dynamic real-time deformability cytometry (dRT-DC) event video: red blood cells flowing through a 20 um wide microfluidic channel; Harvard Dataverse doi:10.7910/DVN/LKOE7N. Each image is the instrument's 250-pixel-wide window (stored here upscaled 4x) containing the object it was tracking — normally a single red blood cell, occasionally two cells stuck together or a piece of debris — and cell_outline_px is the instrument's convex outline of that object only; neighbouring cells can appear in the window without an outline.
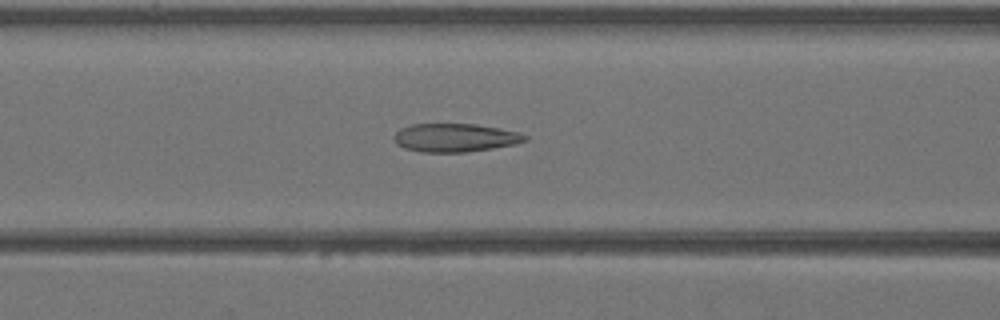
{"species": "Egyptian fruit bat (a non-hibernating species)", "species_latin": "Rousettus aegyptiacus", "temperature_condition": "warm", "stored_images_in_passage": 36, "camera_frame_rate_fps": 3000, "um_per_image_px": 0.085, "animal": {"sex": "female"}, "frame": {"image": 1, "passage_image": 18, "time_ms": 5.667, "image_size_px": [1000, 320], "cell_outline_px": [[528, 140], [516, 144], [468, 152], [420, 152], [404, 148], [396, 144], [392, 136], [400, 128], [412, 124], [476, 124], [500, 128], [520, 132], [528, 136]], "centroid_in_image_um": [38.69, 11.7], "position_along_channel_um": 127.9, "area_um2": 21.91}}
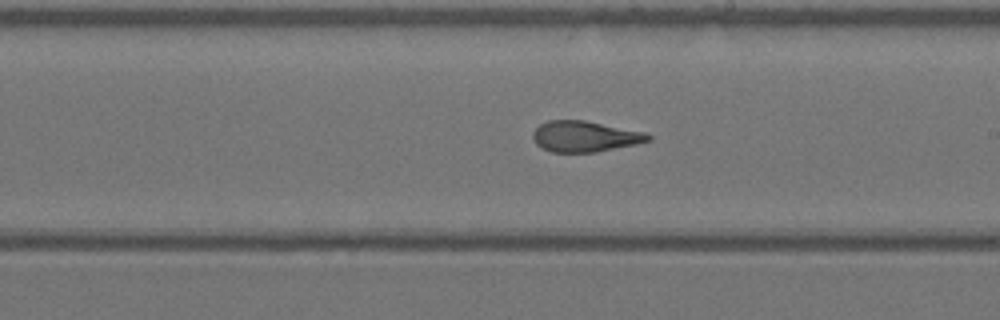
{"frame": {"image": 2, "passage_image": 25, "time_ms": 8.0, "image_size_px": [1000, 320], "cell_outline_px": [[652, 140], [636, 144], [596, 152], [552, 152], [536, 144], [532, 136], [532, 132], [540, 124], [548, 120], [584, 120], [644, 132], [652, 136]], "centroid_in_image_um": [49.7, 11.59], "position_along_channel_um": 239.3, "area_um2": 20.63}}
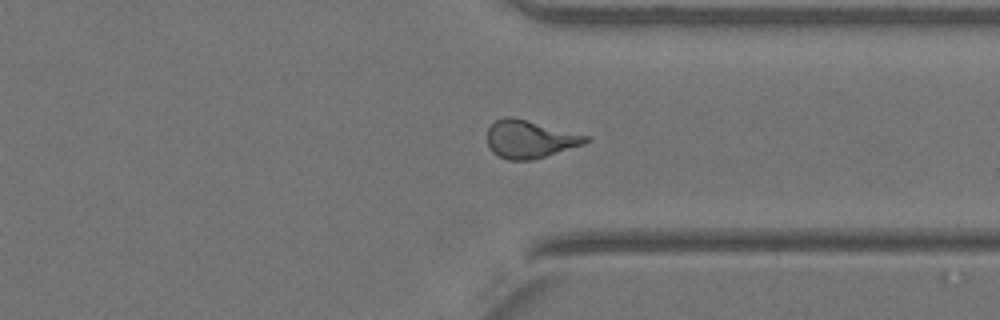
{"frame": {"image": 3, "passage_image": 33, "time_ms": 10.667, "image_size_px": [1000, 320], "cell_outline_px": [[592, 140], [584, 144], [532, 160], [508, 160], [496, 156], [488, 148], [488, 128], [496, 120], [504, 116], [512, 116], [592, 136]], "centroid_in_image_um": [45.05, 11.82], "position_along_channel_um": 366.3, "area_um2": 22.02}}